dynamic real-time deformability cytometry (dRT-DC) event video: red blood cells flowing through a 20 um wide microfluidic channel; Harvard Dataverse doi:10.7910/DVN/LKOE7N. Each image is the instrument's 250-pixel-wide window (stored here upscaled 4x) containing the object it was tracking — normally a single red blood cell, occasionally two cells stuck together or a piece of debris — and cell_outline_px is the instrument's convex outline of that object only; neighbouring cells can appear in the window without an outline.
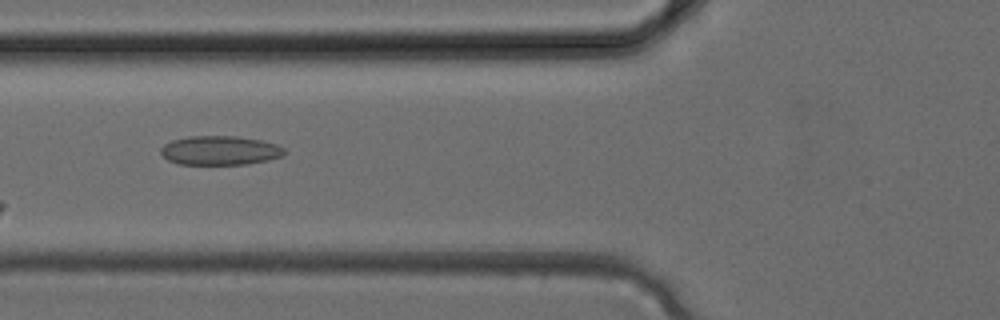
{"species": "common noctule bat (a hibernating species)", "species_latin": "Nyctalus noctula", "temperature_condition": "cold", "stored_images_in_passage": 3, "camera_frame_rate_fps": 3000, "um_per_image_px": 0.085, "animal": {"sex": "female", "body_mass_g": 24.6, "forearm_length_mm": 56.2}, "frame": {"image": 1, "passage_image": 3, "time_ms": 0.667, "image_size_px": [1000, 320], "cell_outline_px": [[288, 152], [280, 156], [268, 160], [248, 164], [176, 164], [168, 160], [160, 152], [160, 148], [164, 144], [172, 140], [188, 136], [236, 136], [260, 140], [276, 144], [284, 148]], "centroid_in_image_um": [18.68, 12.79], "position_along_channel_um": 107.1, "area_um2": 21.04}}